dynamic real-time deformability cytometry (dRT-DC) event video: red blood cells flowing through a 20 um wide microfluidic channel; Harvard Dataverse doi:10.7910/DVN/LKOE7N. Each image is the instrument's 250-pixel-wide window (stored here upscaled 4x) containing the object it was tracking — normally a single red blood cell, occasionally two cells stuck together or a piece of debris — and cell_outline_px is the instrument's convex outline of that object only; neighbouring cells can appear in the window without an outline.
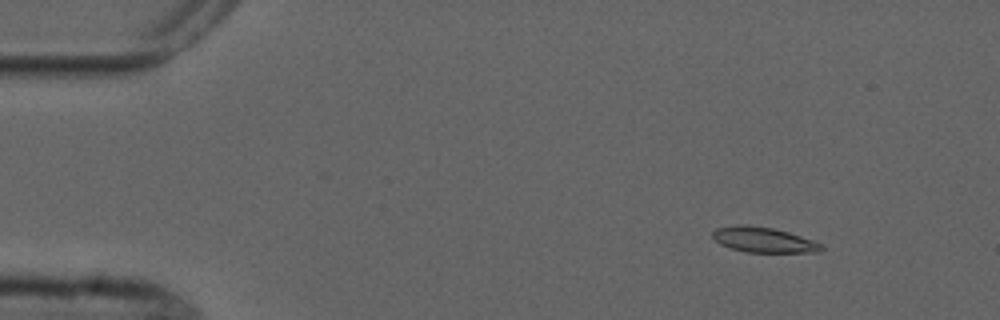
{"species": "common noctule bat (a hibernating species)", "species_latin": "Nyctalus noctula", "temperature_condition": "cold", "stored_images_in_passage": 4, "camera_frame_rate_fps": 3000, "um_per_image_px": 0.085, "animal": {"sex": "male", "forearm_length_mm": 52.5}, "frame": {"image": 1, "passage_image": 2, "time_ms": 1.333, "image_size_px": [1000, 320], "cell_outline_px": [[824, 248], [820, 252], [744, 252], [720, 244], [712, 236], [712, 232], [716, 228], [736, 224], [748, 224], [772, 228], [788, 232], [824, 244]], "centroid_in_image_um": [64.9, 20.38], "position_along_channel_um": 20.1, "area_um2": 16.07}}